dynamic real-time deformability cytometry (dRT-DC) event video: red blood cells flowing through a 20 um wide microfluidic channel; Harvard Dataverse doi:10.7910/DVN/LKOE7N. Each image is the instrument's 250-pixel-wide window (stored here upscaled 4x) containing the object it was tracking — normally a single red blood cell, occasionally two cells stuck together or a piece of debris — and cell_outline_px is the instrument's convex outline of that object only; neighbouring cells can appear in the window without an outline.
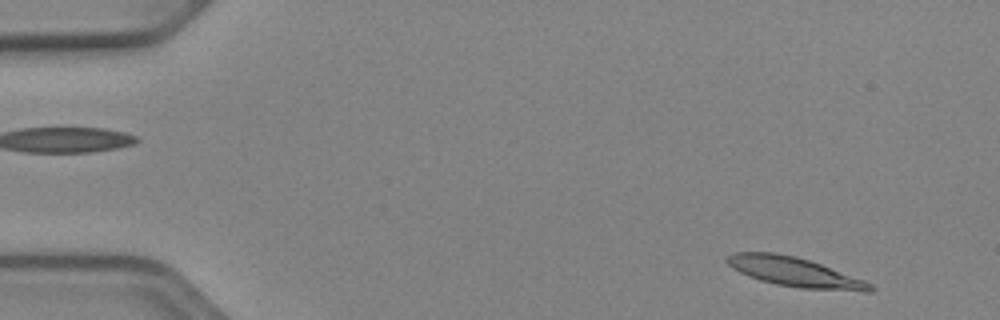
{"species": "Egyptian fruit bat (a non-hibernating species)", "species_latin": "Rousettus aegyptiacus", "temperature_condition": "cold", "stored_images_in_passage": 51, "camera_frame_rate_fps": 3000, "um_per_image_px": 0.085, "animal": {"sex": "female"}, "frame": {"image": 1, "passage_image": 3, "time_ms": 0.667, "image_size_px": [1000, 320], "cell_outline_px": [[876, 288], [872, 292], [864, 292], [800, 288], [776, 284], [760, 280], [748, 276], [732, 268], [724, 260], [732, 252], [776, 252], [796, 256], [820, 264], [864, 280], [872, 284]], "centroid_in_image_um": [67.55, 23.13], "position_along_channel_um": 17.4, "area_um2": 24.62}}
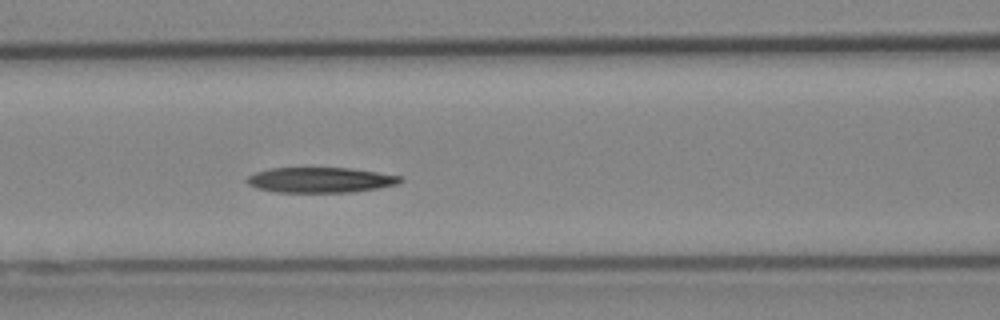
{"frame": {"image": 2, "passage_image": 21, "time_ms": 6.667, "image_size_px": [1000, 320], "cell_outline_px": [[404, 180], [396, 184], [380, 188], [352, 192], [276, 192], [256, 188], [248, 184], [244, 180], [248, 176], [256, 172], [268, 168], [352, 168], [404, 176]], "centroid_in_image_um": [27.25, 15.29], "position_along_channel_um": 139.4, "area_um2": 22.83}}
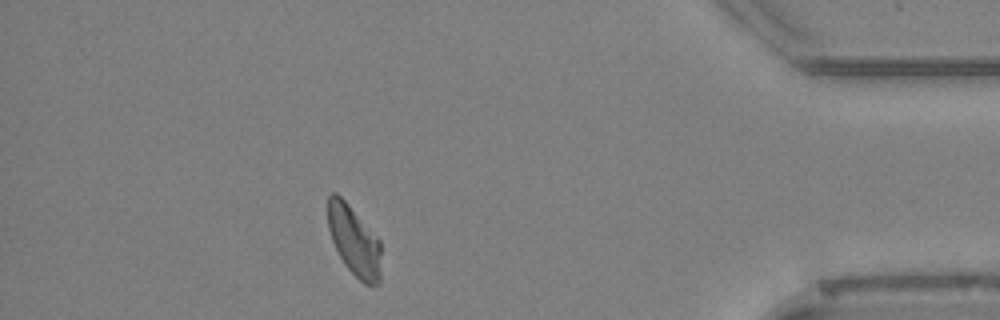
{"frame": {"image": 3, "passage_image": 45, "time_ms": 14.667, "image_size_px": [1000, 320], "cell_outline_px": [[380, 284], [364, 284], [344, 264], [332, 240], [328, 228], [328, 196], [332, 192], [336, 192], [348, 204], [380, 240]], "centroid_in_image_um": [30.09, 20.46], "position_along_channel_um": 405.1, "area_um2": 21.39}, "authors_computed_cell_mechanics": {"area_um2": 23.12, "velocity_mm_per_s": 3.8684, "shape_relaxation_time_tau1_ms": 8.5204, "shape_relaxation_time_tau2_ms": 7.4537, "deformation_change_tau1": 0.2251, "deformation_change_tau2": 0.1538}}